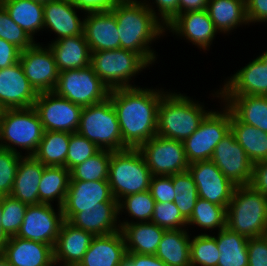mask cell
<instances>
[{
    "label": "cell",
    "mask_w": 267,
    "mask_h": 266,
    "mask_svg": "<svg viewBox=\"0 0 267 266\" xmlns=\"http://www.w3.org/2000/svg\"><path fill=\"white\" fill-rule=\"evenodd\" d=\"M165 93L137 86L110 90L109 98L127 148L138 149L157 135L158 105Z\"/></svg>",
    "instance_id": "obj_1"
},
{
    "label": "cell",
    "mask_w": 267,
    "mask_h": 266,
    "mask_svg": "<svg viewBox=\"0 0 267 266\" xmlns=\"http://www.w3.org/2000/svg\"><path fill=\"white\" fill-rule=\"evenodd\" d=\"M153 9L138 0H119L111 9L117 21L120 48L140 54L149 64L156 58L149 45L166 30Z\"/></svg>",
    "instance_id": "obj_2"
},
{
    "label": "cell",
    "mask_w": 267,
    "mask_h": 266,
    "mask_svg": "<svg viewBox=\"0 0 267 266\" xmlns=\"http://www.w3.org/2000/svg\"><path fill=\"white\" fill-rule=\"evenodd\" d=\"M202 106L183 94L165 93L158 105L157 135L183 142L210 112Z\"/></svg>",
    "instance_id": "obj_3"
},
{
    "label": "cell",
    "mask_w": 267,
    "mask_h": 266,
    "mask_svg": "<svg viewBox=\"0 0 267 266\" xmlns=\"http://www.w3.org/2000/svg\"><path fill=\"white\" fill-rule=\"evenodd\" d=\"M226 227L247 238L267 235V196L250 185L237 186L227 206Z\"/></svg>",
    "instance_id": "obj_4"
},
{
    "label": "cell",
    "mask_w": 267,
    "mask_h": 266,
    "mask_svg": "<svg viewBox=\"0 0 267 266\" xmlns=\"http://www.w3.org/2000/svg\"><path fill=\"white\" fill-rule=\"evenodd\" d=\"M152 176L138 149L111 151L108 183L118 202L127 195L149 190Z\"/></svg>",
    "instance_id": "obj_5"
},
{
    "label": "cell",
    "mask_w": 267,
    "mask_h": 266,
    "mask_svg": "<svg viewBox=\"0 0 267 266\" xmlns=\"http://www.w3.org/2000/svg\"><path fill=\"white\" fill-rule=\"evenodd\" d=\"M77 133L96 144L101 150L128 149L123 141L116 111L110 98L83 107Z\"/></svg>",
    "instance_id": "obj_6"
},
{
    "label": "cell",
    "mask_w": 267,
    "mask_h": 266,
    "mask_svg": "<svg viewBox=\"0 0 267 266\" xmlns=\"http://www.w3.org/2000/svg\"><path fill=\"white\" fill-rule=\"evenodd\" d=\"M43 133L42 123L33 107L4 109L2 111L0 121L1 148L20 154L15 147L18 146V148L26 149L28 156H32L42 140Z\"/></svg>",
    "instance_id": "obj_7"
},
{
    "label": "cell",
    "mask_w": 267,
    "mask_h": 266,
    "mask_svg": "<svg viewBox=\"0 0 267 266\" xmlns=\"http://www.w3.org/2000/svg\"><path fill=\"white\" fill-rule=\"evenodd\" d=\"M94 72L110 89L135 87L130 84L131 77L150 64L138 53L122 48L91 52Z\"/></svg>",
    "instance_id": "obj_8"
},
{
    "label": "cell",
    "mask_w": 267,
    "mask_h": 266,
    "mask_svg": "<svg viewBox=\"0 0 267 266\" xmlns=\"http://www.w3.org/2000/svg\"><path fill=\"white\" fill-rule=\"evenodd\" d=\"M53 92L74 104L87 107L106 100L110 89L89 65L85 68L59 72Z\"/></svg>",
    "instance_id": "obj_9"
},
{
    "label": "cell",
    "mask_w": 267,
    "mask_h": 266,
    "mask_svg": "<svg viewBox=\"0 0 267 266\" xmlns=\"http://www.w3.org/2000/svg\"><path fill=\"white\" fill-rule=\"evenodd\" d=\"M231 131V111H210L201 121L198 129L183 141L189 164L211 159L216 145Z\"/></svg>",
    "instance_id": "obj_10"
},
{
    "label": "cell",
    "mask_w": 267,
    "mask_h": 266,
    "mask_svg": "<svg viewBox=\"0 0 267 266\" xmlns=\"http://www.w3.org/2000/svg\"><path fill=\"white\" fill-rule=\"evenodd\" d=\"M153 176H171L188 171L182 141L155 135L138 148Z\"/></svg>",
    "instance_id": "obj_11"
},
{
    "label": "cell",
    "mask_w": 267,
    "mask_h": 266,
    "mask_svg": "<svg viewBox=\"0 0 267 266\" xmlns=\"http://www.w3.org/2000/svg\"><path fill=\"white\" fill-rule=\"evenodd\" d=\"M33 108L44 131L75 133L78 130L83 107L54 92L38 93Z\"/></svg>",
    "instance_id": "obj_12"
},
{
    "label": "cell",
    "mask_w": 267,
    "mask_h": 266,
    "mask_svg": "<svg viewBox=\"0 0 267 266\" xmlns=\"http://www.w3.org/2000/svg\"><path fill=\"white\" fill-rule=\"evenodd\" d=\"M64 221L61 207H58L56 213L52 204L28 205L16 236L49 244L54 248Z\"/></svg>",
    "instance_id": "obj_13"
},
{
    "label": "cell",
    "mask_w": 267,
    "mask_h": 266,
    "mask_svg": "<svg viewBox=\"0 0 267 266\" xmlns=\"http://www.w3.org/2000/svg\"><path fill=\"white\" fill-rule=\"evenodd\" d=\"M19 62L30 85L37 93L53 92L59 71L49 46L43 48L40 44L34 43L21 51Z\"/></svg>",
    "instance_id": "obj_14"
},
{
    "label": "cell",
    "mask_w": 267,
    "mask_h": 266,
    "mask_svg": "<svg viewBox=\"0 0 267 266\" xmlns=\"http://www.w3.org/2000/svg\"><path fill=\"white\" fill-rule=\"evenodd\" d=\"M189 173L197 186L198 197L220 206H228L237 187L211 160L189 164Z\"/></svg>",
    "instance_id": "obj_15"
},
{
    "label": "cell",
    "mask_w": 267,
    "mask_h": 266,
    "mask_svg": "<svg viewBox=\"0 0 267 266\" xmlns=\"http://www.w3.org/2000/svg\"><path fill=\"white\" fill-rule=\"evenodd\" d=\"M236 186L249 185L253 163L230 131L215 147L210 159Z\"/></svg>",
    "instance_id": "obj_16"
},
{
    "label": "cell",
    "mask_w": 267,
    "mask_h": 266,
    "mask_svg": "<svg viewBox=\"0 0 267 266\" xmlns=\"http://www.w3.org/2000/svg\"><path fill=\"white\" fill-rule=\"evenodd\" d=\"M38 93L30 85L20 62L0 69V108L33 107Z\"/></svg>",
    "instance_id": "obj_17"
},
{
    "label": "cell",
    "mask_w": 267,
    "mask_h": 266,
    "mask_svg": "<svg viewBox=\"0 0 267 266\" xmlns=\"http://www.w3.org/2000/svg\"><path fill=\"white\" fill-rule=\"evenodd\" d=\"M118 215V202H102V207L80 208L78 213H63L65 221L94 236L120 231V224H117Z\"/></svg>",
    "instance_id": "obj_18"
},
{
    "label": "cell",
    "mask_w": 267,
    "mask_h": 266,
    "mask_svg": "<svg viewBox=\"0 0 267 266\" xmlns=\"http://www.w3.org/2000/svg\"><path fill=\"white\" fill-rule=\"evenodd\" d=\"M166 29L185 37L204 50L211 45L218 32L206 9L178 14Z\"/></svg>",
    "instance_id": "obj_19"
},
{
    "label": "cell",
    "mask_w": 267,
    "mask_h": 266,
    "mask_svg": "<svg viewBox=\"0 0 267 266\" xmlns=\"http://www.w3.org/2000/svg\"><path fill=\"white\" fill-rule=\"evenodd\" d=\"M82 20L83 33L91 52L120 48L117 21L112 11L90 12Z\"/></svg>",
    "instance_id": "obj_20"
},
{
    "label": "cell",
    "mask_w": 267,
    "mask_h": 266,
    "mask_svg": "<svg viewBox=\"0 0 267 266\" xmlns=\"http://www.w3.org/2000/svg\"><path fill=\"white\" fill-rule=\"evenodd\" d=\"M102 202H118L108 181H70L63 213H78L80 208L102 207Z\"/></svg>",
    "instance_id": "obj_21"
},
{
    "label": "cell",
    "mask_w": 267,
    "mask_h": 266,
    "mask_svg": "<svg viewBox=\"0 0 267 266\" xmlns=\"http://www.w3.org/2000/svg\"><path fill=\"white\" fill-rule=\"evenodd\" d=\"M217 94V97H220L219 95L267 96V66L257 57L232 75Z\"/></svg>",
    "instance_id": "obj_22"
},
{
    "label": "cell",
    "mask_w": 267,
    "mask_h": 266,
    "mask_svg": "<svg viewBox=\"0 0 267 266\" xmlns=\"http://www.w3.org/2000/svg\"><path fill=\"white\" fill-rule=\"evenodd\" d=\"M1 253L14 266L57 264L51 245L17 236L9 238Z\"/></svg>",
    "instance_id": "obj_23"
},
{
    "label": "cell",
    "mask_w": 267,
    "mask_h": 266,
    "mask_svg": "<svg viewBox=\"0 0 267 266\" xmlns=\"http://www.w3.org/2000/svg\"><path fill=\"white\" fill-rule=\"evenodd\" d=\"M94 237L92 233L78 229L64 221L53 248L54 260L63 263V266H77Z\"/></svg>",
    "instance_id": "obj_24"
},
{
    "label": "cell",
    "mask_w": 267,
    "mask_h": 266,
    "mask_svg": "<svg viewBox=\"0 0 267 266\" xmlns=\"http://www.w3.org/2000/svg\"><path fill=\"white\" fill-rule=\"evenodd\" d=\"M126 256L124 236L120 231L95 236L77 266H119Z\"/></svg>",
    "instance_id": "obj_25"
},
{
    "label": "cell",
    "mask_w": 267,
    "mask_h": 266,
    "mask_svg": "<svg viewBox=\"0 0 267 266\" xmlns=\"http://www.w3.org/2000/svg\"><path fill=\"white\" fill-rule=\"evenodd\" d=\"M44 28H50L59 40L64 37L82 35L84 21L78 18L76 8L68 0L50 1L43 4Z\"/></svg>",
    "instance_id": "obj_26"
},
{
    "label": "cell",
    "mask_w": 267,
    "mask_h": 266,
    "mask_svg": "<svg viewBox=\"0 0 267 266\" xmlns=\"http://www.w3.org/2000/svg\"><path fill=\"white\" fill-rule=\"evenodd\" d=\"M44 165L33 156L20 159L11 190V196L27 205L41 204L39 201V183Z\"/></svg>",
    "instance_id": "obj_27"
},
{
    "label": "cell",
    "mask_w": 267,
    "mask_h": 266,
    "mask_svg": "<svg viewBox=\"0 0 267 266\" xmlns=\"http://www.w3.org/2000/svg\"><path fill=\"white\" fill-rule=\"evenodd\" d=\"M126 253L155 255L166 229L153 222H120Z\"/></svg>",
    "instance_id": "obj_28"
},
{
    "label": "cell",
    "mask_w": 267,
    "mask_h": 266,
    "mask_svg": "<svg viewBox=\"0 0 267 266\" xmlns=\"http://www.w3.org/2000/svg\"><path fill=\"white\" fill-rule=\"evenodd\" d=\"M51 49L59 72L85 68L91 63V50L84 33L53 40Z\"/></svg>",
    "instance_id": "obj_29"
},
{
    "label": "cell",
    "mask_w": 267,
    "mask_h": 266,
    "mask_svg": "<svg viewBox=\"0 0 267 266\" xmlns=\"http://www.w3.org/2000/svg\"><path fill=\"white\" fill-rule=\"evenodd\" d=\"M220 98L239 121L267 133V96L220 95Z\"/></svg>",
    "instance_id": "obj_30"
},
{
    "label": "cell",
    "mask_w": 267,
    "mask_h": 266,
    "mask_svg": "<svg viewBox=\"0 0 267 266\" xmlns=\"http://www.w3.org/2000/svg\"><path fill=\"white\" fill-rule=\"evenodd\" d=\"M189 237L185 228L166 230L155 255L168 266H191Z\"/></svg>",
    "instance_id": "obj_31"
},
{
    "label": "cell",
    "mask_w": 267,
    "mask_h": 266,
    "mask_svg": "<svg viewBox=\"0 0 267 266\" xmlns=\"http://www.w3.org/2000/svg\"><path fill=\"white\" fill-rule=\"evenodd\" d=\"M206 10L219 32H230L248 23L245 0H209Z\"/></svg>",
    "instance_id": "obj_32"
},
{
    "label": "cell",
    "mask_w": 267,
    "mask_h": 266,
    "mask_svg": "<svg viewBox=\"0 0 267 266\" xmlns=\"http://www.w3.org/2000/svg\"><path fill=\"white\" fill-rule=\"evenodd\" d=\"M0 3L8 12L10 18L32 39L37 30L44 29L43 3L32 0H1Z\"/></svg>",
    "instance_id": "obj_33"
},
{
    "label": "cell",
    "mask_w": 267,
    "mask_h": 266,
    "mask_svg": "<svg viewBox=\"0 0 267 266\" xmlns=\"http://www.w3.org/2000/svg\"><path fill=\"white\" fill-rule=\"evenodd\" d=\"M231 131L253 164L267 160L266 132L252 125L242 123L232 113Z\"/></svg>",
    "instance_id": "obj_34"
},
{
    "label": "cell",
    "mask_w": 267,
    "mask_h": 266,
    "mask_svg": "<svg viewBox=\"0 0 267 266\" xmlns=\"http://www.w3.org/2000/svg\"><path fill=\"white\" fill-rule=\"evenodd\" d=\"M70 171L63 166H45L39 183V201L51 204L57 198L58 207L63 206L70 183Z\"/></svg>",
    "instance_id": "obj_35"
},
{
    "label": "cell",
    "mask_w": 267,
    "mask_h": 266,
    "mask_svg": "<svg viewBox=\"0 0 267 266\" xmlns=\"http://www.w3.org/2000/svg\"><path fill=\"white\" fill-rule=\"evenodd\" d=\"M215 239L220 251L217 266H248V238L246 236L230 231L226 227L219 230Z\"/></svg>",
    "instance_id": "obj_36"
},
{
    "label": "cell",
    "mask_w": 267,
    "mask_h": 266,
    "mask_svg": "<svg viewBox=\"0 0 267 266\" xmlns=\"http://www.w3.org/2000/svg\"><path fill=\"white\" fill-rule=\"evenodd\" d=\"M70 133L44 131L36 152L32 155L44 166H63L69 149Z\"/></svg>",
    "instance_id": "obj_37"
},
{
    "label": "cell",
    "mask_w": 267,
    "mask_h": 266,
    "mask_svg": "<svg viewBox=\"0 0 267 266\" xmlns=\"http://www.w3.org/2000/svg\"><path fill=\"white\" fill-rule=\"evenodd\" d=\"M111 151L100 150L70 170V181H108Z\"/></svg>",
    "instance_id": "obj_38"
},
{
    "label": "cell",
    "mask_w": 267,
    "mask_h": 266,
    "mask_svg": "<svg viewBox=\"0 0 267 266\" xmlns=\"http://www.w3.org/2000/svg\"><path fill=\"white\" fill-rule=\"evenodd\" d=\"M227 207L216 205L198 198L190 218L187 220L188 225H197L203 229L219 230L226 228Z\"/></svg>",
    "instance_id": "obj_39"
},
{
    "label": "cell",
    "mask_w": 267,
    "mask_h": 266,
    "mask_svg": "<svg viewBox=\"0 0 267 266\" xmlns=\"http://www.w3.org/2000/svg\"><path fill=\"white\" fill-rule=\"evenodd\" d=\"M172 182L175 189L174 203L182 216L188 220L199 198L197 186L189 171L173 174Z\"/></svg>",
    "instance_id": "obj_40"
},
{
    "label": "cell",
    "mask_w": 267,
    "mask_h": 266,
    "mask_svg": "<svg viewBox=\"0 0 267 266\" xmlns=\"http://www.w3.org/2000/svg\"><path fill=\"white\" fill-rule=\"evenodd\" d=\"M191 266H217L220 251L216 245L215 236L200 234L190 241Z\"/></svg>",
    "instance_id": "obj_41"
},
{
    "label": "cell",
    "mask_w": 267,
    "mask_h": 266,
    "mask_svg": "<svg viewBox=\"0 0 267 266\" xmlns=\"http://www.w3.org/2000/svg\"><path fill=\"white\" fill-rule=\"evenodd\" d=\"M155 200L149 190L130 194L118 202L119 214L125 209L132 218L140 220L139 222H150L154 212Z\"/></svg>",
    "instance_id": "obj_42"
},
{
    "label": "cell",
    "mask_w": 267,
    "mask_h": 266,
    "mask_svg": "<svg viewBox=\"0 0 267 266\" xmlns=\"http://www.w3.org/2000/svg\"><path fill=\"white\" fill-rule=\"evenodd\" d=\"M0 38L15 45L21 51L31 47L35 41L18 26L9 16L4 6L0 3Z\"/></svg>",
    "instance_id": "obj_43"
},
{
    "label": "cell",
    "mask_w": 267,
    "mask_h": 266,
    "mask_svg": "<svg viewBox=\"0 0 267 266\" xmlns=\"http://www.w3.org/2000/svg\"><path fill=\"white\" fill-rule=\"evenodd\" d=\"M27 204L11 195L3 196V214L1 223L4 232L9 236H16L26 213Z\"/></svg>",
    "instance_id": "obj_44"
},
{
    "label": "cell",
    "mask_w": 267,
    "mask_h": 266,
    "mask_svg": "<svg viewBox=\"0 0 267 266\" xmlns=\"http://www.w3.org/2000/svg\"><path fill=\"white\" fill-rule=\"evenodd\" d=\"M101 149L89 141L86 137L75 133H70L69 149L66 157V169L69 171L76 165L83 163L88 158L94 156Z\"/></svg>",
    "instance_id": "obj_45"
},
{
    "label": "cell",
    "mask_w": 267,
    "mask_h": 266,
    "mask_svg": "<svg viewBox=\"0 0 267 266\" xmlns=\"http://www.w3.org/2000/svg\"><path fill=\"white\" fill-rule=\"evenodd\" d=\"M151 222L166 230H178L187 226V220L174 202H155Z\"/></svg>",
    "instance_id": "obj_46"
},
{
    "label": "cell",
    "mask_w": 267,
    "mask_h": 266,
    "mask_svg": "<svg viewBox=\"0 0 267 266\" xmlns=\"http://www.w3.org/2000/svg\"><path fill=\"white\" fill-rule=\"evenodd\" d=\"M23 156L0 147V196L11 194L17 167Z\"/></svg>",
    "instance_id": "obj_47"
},
{
    "label": "cell",
    "mask_w": 267,
    "mask_h": 266,
    "mask_svg": "<svg viewBox=\"0 0 267 266\" xmlns=\"http://www.w3.org/2000/svg\"><path fill=\"white\" fill-rule=\"evenodd\" d=\"M171 176H152L149 191L155 202H174L175 191Z\"/></svg>",
    "instance_id": "obj_48"
},
{
    "label": "cell",
    "mask_w": 267,
    "mask_h": 266,
    "mask_svg": "<svg viewBox=\"0 0 267 266\" xmlns=\"http://www.w3.org/2000/svg\"><path fill=\"white\" fill-rule=\"evenodd\" d=\"M248 266H267V235L248 238Z\"/></svg>",
    "instance_id": "obj_49"
},
{
    "label": "cell",
    "mask_w": 267,
    "mask_h": 266,
    "mask_svg": "<svg viewBox=\"0 0 267 266\" xmlns=\"http://www.w3.org/2000/svg\"><path fill=\"white\" fill-rule=\"evenodd\" d=\"M79 10L84 12H102L111 11L119 0H68Z\"/></svg>",
    "instance_id": "obj_50"
},
{
    "label": "cell",
    "mask_w": 267,
    "mask_h": 266,
    "mask_svg": "<svg viewBox=\"0 0 267 266\" xmlns=\"http://www.w3.org/2000/svg\"><path fill=\"white\" fill-rule=\"evenodd\" d=\"M119 266H168L156 255L126 253Z\"/></svg>",
    "instance_id": "obj_51"
},
{
    "label": "cell",
    "mask_w": 267,
    "mask_h": 266,
    "mask_svg": "<svg viewBox=\"0 0 267 266\" xmlns=\"http://www.w3.org/2000/svg\"><path fill=\"white\" fill-rule=\"evenodd\" d=\"M246 16L249 22H267V0H245Z\"/></svg>",
    "instance_id": "obj_52"
},
{
    "label": "cell",
    "mask_w": 267,
    "mask_h": 266,
    "mask_svg": "<svg viewBox=\"0 0 267 266\" xmlns=\"http://www.w3.org/2000/svg\"><path fill=\"white\" fill-rule=\"evenodd\" d=\"M249 185L267 196V160L253 164L252 179Z\"/></svg>",
    "instance_id": "obj_53"
},
{
    "label": "cell",
    "mask_w": 267,
    "mask_h": 266,
    "mask_svg": "<svg viewBox=\"0 0 267 266\" xmlns=\"http://www.w3.org/2000/svg\"><path fill=\"white\" fill-rule=\"evenodd\" d=\"M159 21L166 27L179 14V0H155Z\"/></svg>",
    "instance_id": "obj_54"
},
{
    "label": "cell",
    "mask_w": 267,
    "mask_h": 266,
    "mask_svg": "<svg viewBox=\"0 0 267 266\" xmlns=\"http://www.w3.org/2000/svg\"><path fill=\"white\" fill-rule=\"evenodd\" d=\"M21 50L0 38V69L9 67L20 59Z\"/></svg>",
    "instance_id": "obj_55"
},
{
    "label": "cell",
    "mask_w": 267,
    "mask_h": 266,
    "mask_svg": "<svg viewBox=\"0 0 267 266\" xmlns=\"http://www.w3.org/2000/svg\"><path fill=\"white\" fill-rule=\"evenodd\" d=\"M209 0H179V14L207 9Z\"/></svg>",
    "instance_id": "obj_56"
},
{
    "label": "cell",
    "mask_w": 267,
    "mask_h": 266,
    "mask_svg": "<svg viewBox=\"0 0 267 266\" xmlns=\"http://www.w3.org/2000/svg\"><path fill=\"white\" fill-rule=\"evenodd\" d=\"M2 214H3V196H0V253L2 252L4 246L7 244L10 238L3 230L1 223Z\"/></svg>",
    "instance_id": "obj_57"
},
{
    "label": "cell",
    "mask_w": 267,
    "mask_h": 266,
    "mask_svg": "<svg viewBox=\"0 0 267 266\" xmlns=\"http://www.w3.org/2000/svg\"><path fill=\"white\" fill-rule=\"evenodd\" d=\"M0 266H14L0 253Z\"/></svg>",
    "instance_id": "obj_58"
},
{
    "label": "cell",
    "mask_w": 267,
    "mask_h": 266,
    "mask_svg": "<svg viewBox=\"0 0 267 266\" xmlns=\"http://www.w3.org/2000/svg\"><path fill=\"white\" fill-rule=\"evenodd\" d=\"M258 57L263 61L264 65L267 66V51Z\"/></svg>",
    "instance_id": "obj_59"
},
{
    "label": "cell",
    "mask_w": 267,
    "mask_h": 266,
    "mask_svg": "<svg viewBox=\"0 0 267 266\" xmlns=\"http://www.w3.org/2000/svg\"><path fill=\"white\" fill-rule=\"evenodd\" d=\"M32 1H37V2H40V3H47V2H50V1H57V0H32Z\"/></svg>",
    "instance_id": "obj_60"
}]
</instances>
